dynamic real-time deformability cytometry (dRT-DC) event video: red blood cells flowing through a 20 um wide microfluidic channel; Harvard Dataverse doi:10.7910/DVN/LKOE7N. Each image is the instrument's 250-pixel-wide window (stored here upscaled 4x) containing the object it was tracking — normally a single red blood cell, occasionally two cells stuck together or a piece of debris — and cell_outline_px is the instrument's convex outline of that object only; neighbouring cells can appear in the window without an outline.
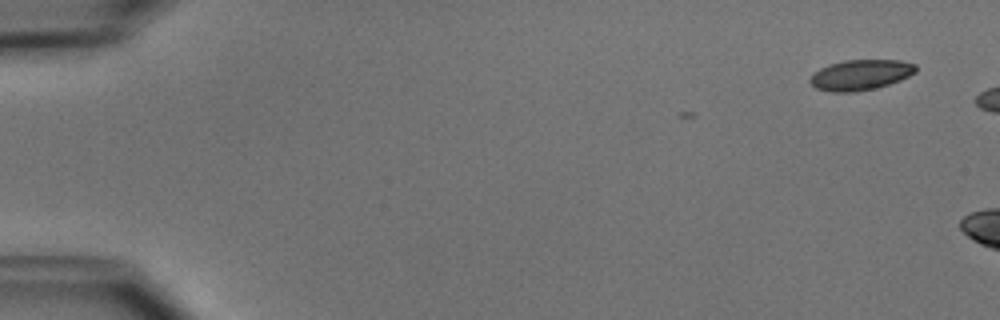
{"species": "common noctule bat (a hibernating species)", "species_latin": "Nyctalus noctula", "temperature_condition": "cold", "stored_images_in_passage": 2, "camera_frame_rate_fps": 3000, "um_per_image_px": 0.085, "animal": {"sex": "male", "body_mass_g": 15.6}, "frame": {"image": 1, "passage_image": 2, "time_ms": 0.333, "image_size_px": [1000, 320], "cell_outline_px": [[916, 72], [900, 80], [876, 88], [856, 92], [832, 92], [816, 88], [808, 80], [820, 68], [828, 64], [844, 60], [900, 60], [916, 64]], "centroid_in_image_um": [73.15, 6.36], "position_along_channel_um": 11.8, "area_um2": 18.73}}